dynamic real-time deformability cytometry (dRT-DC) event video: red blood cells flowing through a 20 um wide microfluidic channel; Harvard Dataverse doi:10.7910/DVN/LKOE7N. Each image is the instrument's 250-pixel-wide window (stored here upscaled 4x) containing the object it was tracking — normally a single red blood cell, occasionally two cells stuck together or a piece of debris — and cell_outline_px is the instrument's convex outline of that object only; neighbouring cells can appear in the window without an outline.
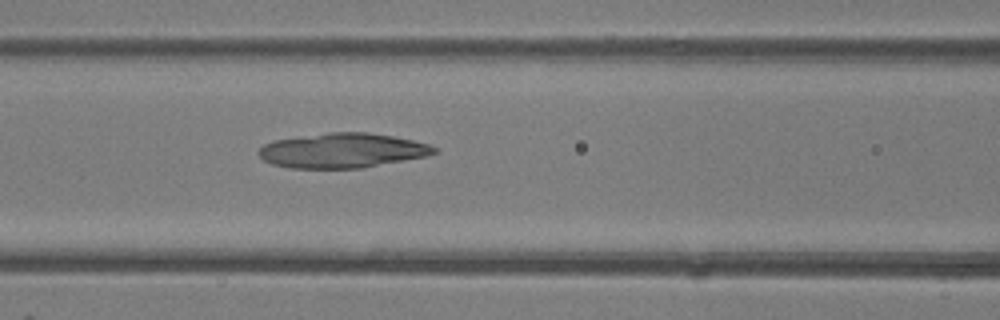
{"species": "common noctule bat (a hibernating species)", "species_latin": "Nyctalus noctula", "temperature_condition": "room temperature", "stored_images_in_passage": 47, "camera_frame_rate_fps": 3000, "um_per_image_px": 0.085, "animal": {"sex": "female"}, "frame": {"image": 1, "passage_image": 20, "time_ms": 6.333, "image_size_px": [1000, 320], "cell_outline_px": [[440, 152], [428, 156], [364, 168], [292, 168], [272, 164], [264, 160], [256, 152], [264, 144], [272, 140], [328, 132], [368, 132], [392, 136], [432, 144]], "centroid_in_image_um": [29.14, 12.79], "position_along_channel_um": 137.5, "area_um2": 35.84}}
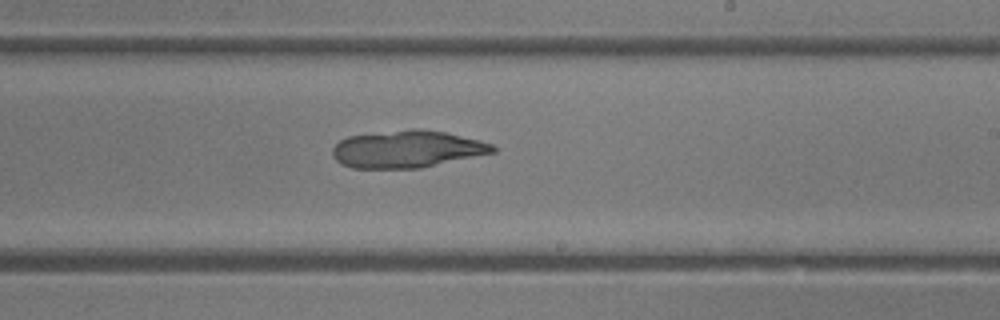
{"frame": {"image": 2, "passage_image": 28, "time_ms": 9.0, "image_size_px": [1000, 320], "cell_outline_px": [[496, 152], [420, 168], [352, 168], [340, 164], [332, 156], [332, 148], [340, 140], [348, 136], [412, 128], [420, 128], [444, 132], [480, 140], [492, 144], [496, 148]], "centroid_in_image_um": [34.59, 12.67], "position_along_channel_um": 254.4, "area_um2": 34.85}}
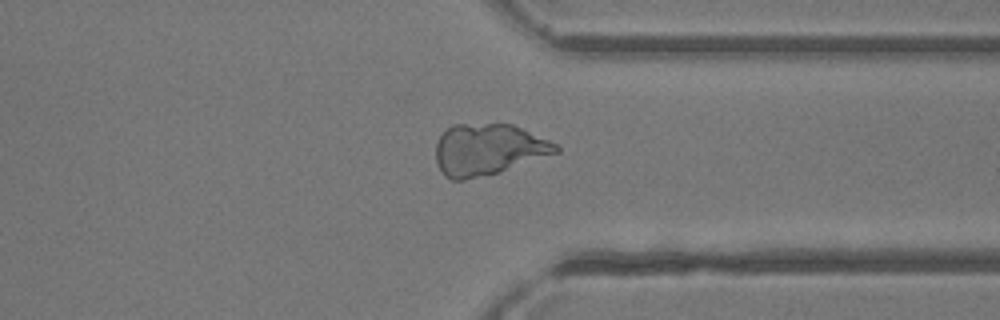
{"frame": {"image": 3, "passage_image": 36, "time_ms": 11.667, "image_size_px": [1000, 320], "cell_outline_px": [[560, 152], [496, 172], [464, 180], [452, 180], [444, 176], [440, 172], [436, 160], [436, 144], [440, 136], [452, 124], [512, 124], [548, 140], [556, 144], [560, 148]], "centroid_in_image_um": [41.46, 12.7], "position_along_channel_um": 369.9, "area_um2": 35.49}}